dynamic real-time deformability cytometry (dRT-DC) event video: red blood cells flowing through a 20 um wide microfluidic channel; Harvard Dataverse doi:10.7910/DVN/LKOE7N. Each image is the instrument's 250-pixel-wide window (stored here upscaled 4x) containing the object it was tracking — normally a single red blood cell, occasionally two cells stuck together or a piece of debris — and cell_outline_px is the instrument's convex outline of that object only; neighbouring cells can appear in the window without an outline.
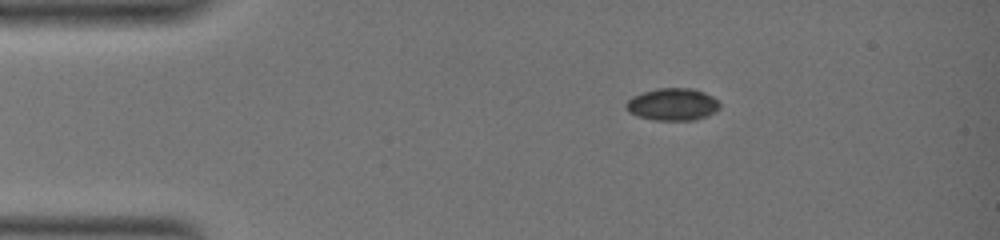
{"species": "common noctule bat (a hibernating species)", "species_latin": "Nyctalus noctula", "temperature_condition": "warm", "stored_images_in_passage": 12, "camera_frame_rate_fps": 3000, "um_per_image_px": 0.085, "animal": {"sex": "female", "body_mass_g": 19.0, "forearm_length_mm": 51.5}, "frame": {"image": 1, "passage_image": 1, "time_ms": 0.0, "image_size_px": [1000, 240], "cell_outline_px": [[720, 108], [716, 112], [696, 120], [652, 120], [636, 116], [628, 112], [624, 108], [624, 104], [632, 96], [656, 88], [692, 88], [704, 92], [712, 96], [720, 104]], "centroid_in_image_um": [57.14, 8.88], "position_along_channel_um": 27.9, "area_um2": 17.86}}
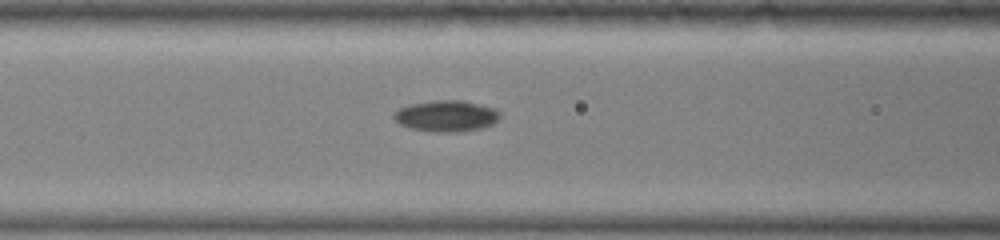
{"frame": {"image": 2, "passage_image": 7, "time_ms": 5.333, "image_size_px": [1000, 240], "cell_outline_px": [[500, 116], [492, 124], [480, 128], [456, 132], [440, 132], [412, 128], [400, 124], [392, 116], [400, 108], [408, 104], [436, 100], [464, 100], [492, 108], [500, 112]], "centroid_in_image_um": [37.93, 9.84], "position_along_channel_um": 128.7, "area_um2": 18.96}}
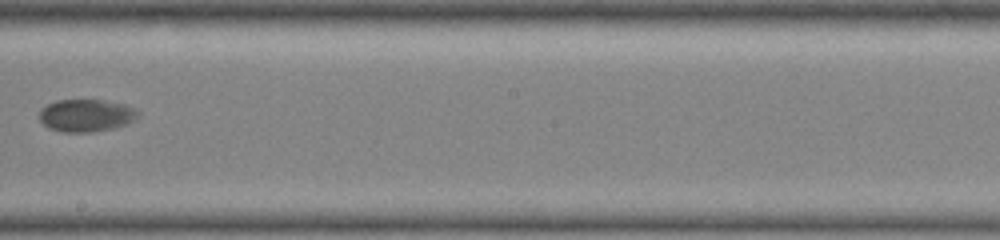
{"frame": {"image": 3, "passage_image": 11, "time_ms": 9.0, "image_size_px": [1000, 240], "cell_outline_px": [[140, 112], [132, 120], [124, 124], [112, 128], [92, 132], [64, 132], [48, 128], [40, 120], [40, 108], [56, 100], [104, 100], [124, 104]], "centroid_in_image_um": [7.27, 9.8], "position_along_channel_um": 240.9, "area_um2": 18.44}}